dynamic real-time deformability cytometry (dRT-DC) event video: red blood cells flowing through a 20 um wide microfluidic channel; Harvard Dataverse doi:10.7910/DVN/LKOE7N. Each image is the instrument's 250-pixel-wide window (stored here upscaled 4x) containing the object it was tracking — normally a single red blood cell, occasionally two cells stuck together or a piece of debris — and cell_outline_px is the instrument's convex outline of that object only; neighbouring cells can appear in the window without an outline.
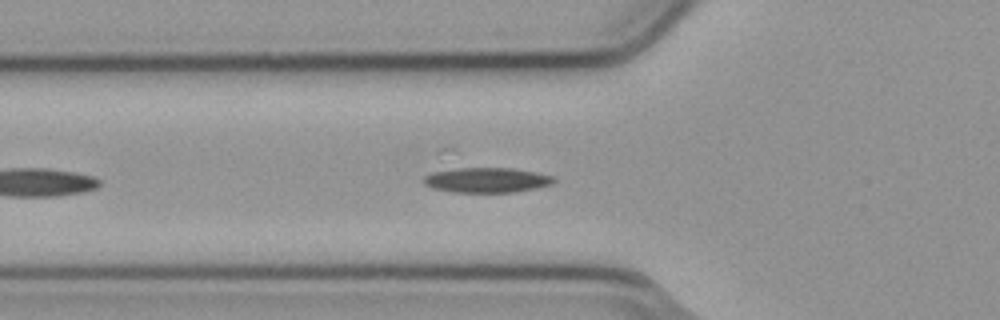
{"species": "common noctule bat (a hibernating species)", "species_latin": "Nyctalus noctula", "temperature_condition": "cold", "stored_images_in_passage": 12, "camera_frame_rate_fps": 3000, "um_per_image_px": 0.085, "animal": {"sex": "male", "body_mass_g": 23.1, "forearm_length_mm": 52.7}, "frame": {"image": 1, "passage_image": 7, "time_ms": 2.0, "image_size_px": [1000, 320], "cell_outline_px": [[556, 180], [552, 184], [536, 188], [516, 192], [452, 192], [432, 188], [424, 184], [420, 180], [424, 176], [432, 172], [460, 168], [512, 168], [536, 172], [552, 176]], "centroid_in_image_um": [41.35, 15.31], "position_along_channel_um": 84.5, "area_um2": 19.02}}